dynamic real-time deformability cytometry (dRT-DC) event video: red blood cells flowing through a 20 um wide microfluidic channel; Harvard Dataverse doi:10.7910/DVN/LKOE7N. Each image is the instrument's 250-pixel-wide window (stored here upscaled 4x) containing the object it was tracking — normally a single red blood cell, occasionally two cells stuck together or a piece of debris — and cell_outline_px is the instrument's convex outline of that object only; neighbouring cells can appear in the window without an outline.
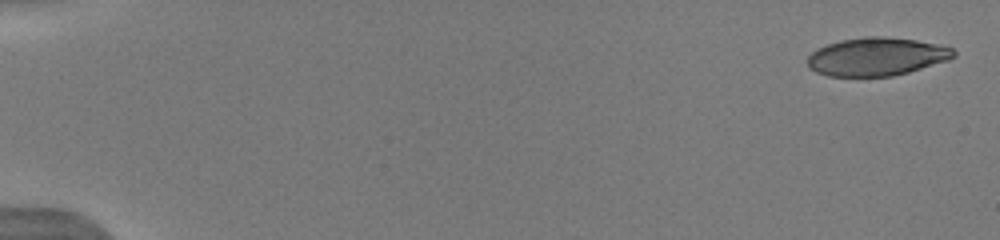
{"species": "human", "species_latin": "Homo sapiens", "temperature_condition": "warm", "stored_images_in_passage": 48, "camera_frame_rate_fps": 3000, "um_per_image_px": 0.085, "donor": {"sex": "male"}, "frame": {"image": 1, "passage_image": 1, "time_ms": 0.0, "image_size_px": [1000, 240], "cell_outline_px": [[956, 56], [948, 60], [908, 72], [892, 76], [828, 76], [816, 72], [808, 68], [804, 60], [816, 48], [840, 40], [864, 36], [884, 36], [916, 40], [936, 44], [952, 48], [956, 52]], "centroid_in_image_um": [74.46, 4.81], "position_along_channel_um": 10.5, "area_um2": 32.71}}
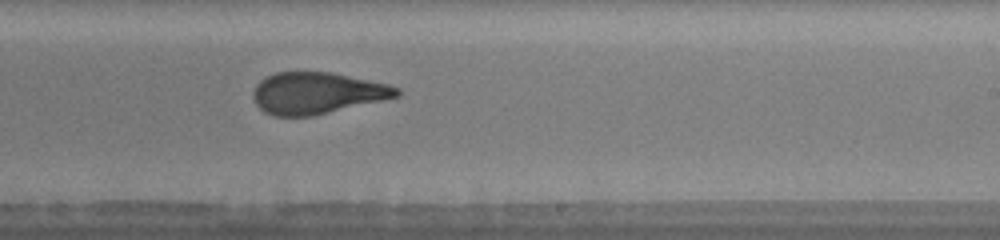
{"frame": {"image": 2, "passage_image": 27, "time_ms": 10.333, "image_size_px": [1000, 240], "cell_outline_px": [[400, 96], [384, 100], [312, 116], [272, 116], [264, 112], [252, 100], [252, 92], [256, 84], [260, 80], [276, 72], [328, 72], [388, 84], [400, 88]], "centroid_in_image_um": [26.92, 7.92], "position_along_channel_um": 262.1, "area_um2": 34.8}}
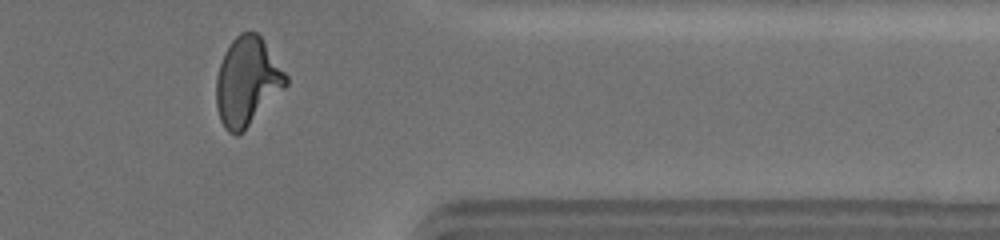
{"frame": {"image": 3, "passage_image": 39, "time_ms": 13.667, "image_size_px": [1000, 240], "cell_outline_px": [[288, 84], [236, 136], [228, 132], [224, 128], [220, 120], [216, 108], [216, 76], [224, 52], [232, 40], [240, 32], [256, 32], [260, 36], [288, 76]], "centroid_in_image_um": [20.97, 6.9], "position_along_channel_um": 390.4, "area_um2": 35.26}, "authors_computed_cell_mechanics": {"area_um2": 34.8245, "velocity_mm_per_s": 4.1198, "shape_relaxation_time_tau1_ms": 4.6646, "shape_relaxation_time_tau2_ms": 1.1682, "deformation_change_tau1": 0.2155, "deformation_change_tau2": 0.1004}}